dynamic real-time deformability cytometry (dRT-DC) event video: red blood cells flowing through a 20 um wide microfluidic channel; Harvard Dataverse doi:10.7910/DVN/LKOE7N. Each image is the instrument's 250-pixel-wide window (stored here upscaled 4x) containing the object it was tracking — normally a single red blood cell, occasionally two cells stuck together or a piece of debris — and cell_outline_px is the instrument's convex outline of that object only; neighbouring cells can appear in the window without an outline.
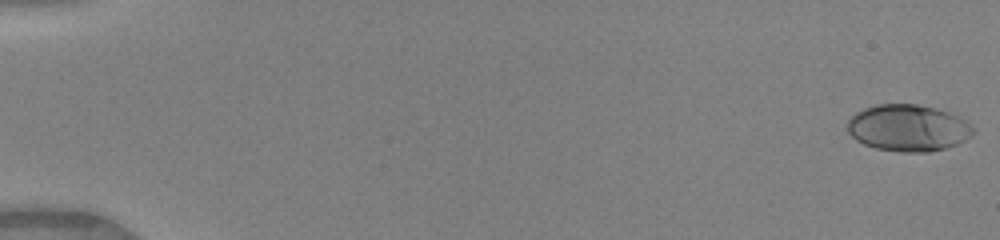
{"species": "human", "species_latin": "Homo sapiens", "temperature_condition": "warm", "stored_images_in_passage": 11, "camera_frame_rate_fps": 3000, "um_per_image_px": 0.085, "donor": {"sex": "female"}, "frame": {"image": 1, "passage_image": 1, "time_ms": 0.0, "image_size_px": [1000, 240], "cell_outline_px": [[976, 132], [972, 136], [956, 144], [944, 148], [928, 152], [900, 152], [876, 148], [864, 144], [856, 140], [848, 132], [848, 120], [856, 112], [864, 108], [876, 104], [916, 104], [936, 108], [960, 116], [976, 128]], "centroid_in_image_um": [77.22, 10.87], "position_along_channel_um": 7.8, "area_um2": 34.39}}
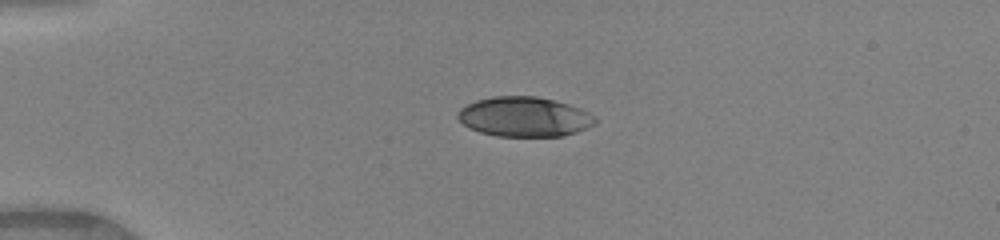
{"frame": {"image": 2, "passage_image": 7, "time_ms": 2.0, "image_size_px": [1000, 240], "cell_outline_px": [[596, 124], [576, 132], [564, 136], [496, 136], [480, 132], [468, 128], [456, 116], [460, 108], [476, 100], [492, 96], [536, 96], [556, 100], [580, 108], [596, 116]], "centroid_in_image_um": [44.58, 9.92], "position_along_channel_um": 40.4, "area_um2": 32.02}}